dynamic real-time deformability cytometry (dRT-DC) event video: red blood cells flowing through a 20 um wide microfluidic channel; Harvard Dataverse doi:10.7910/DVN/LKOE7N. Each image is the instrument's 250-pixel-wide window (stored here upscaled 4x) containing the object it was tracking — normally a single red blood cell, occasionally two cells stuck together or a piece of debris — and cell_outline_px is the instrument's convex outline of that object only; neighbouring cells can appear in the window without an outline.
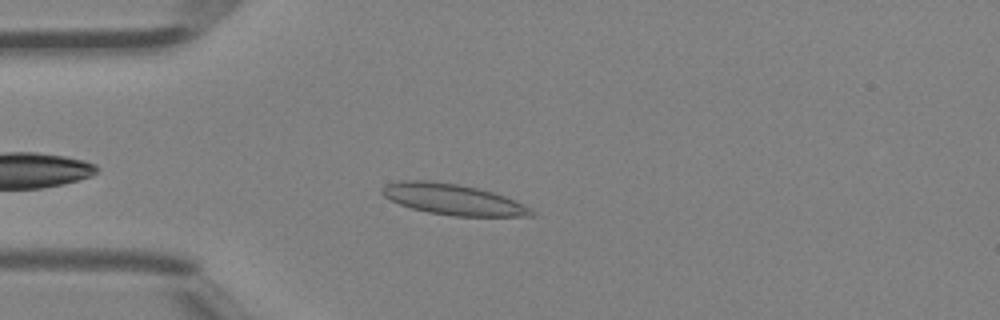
{"species": "Egyptian fruit bat (a non-hibernating species)", "species_latin": "Rousettus aegyptiacus", "temperature_condition": "room temperature", "stored_images_in_passage": 38, "camera_frame_rate_fps": 3000, "um_per_image_px": 0.085, "animal": {"sex": "female"}, "frame": {"image": 1, "passage_image": 4, "time_ms": 1.0, "image_size_px": [1000, 320], "cell_outline_px": [[536, 216], [452, 216], [428, 212], [412, 208], [400, 204], [384, 196], [380, 192], [380, 188], [388, 184], [400, 180], [428, 180], [456, 184], [476, 188], [492, 192], [504, 196], [524, 204], [532, 208], [536, 212]], "centroid_in_image_um": [38.52, 16.95], "position_along_channel_um": 46.5, "area_um2": 26.76}}
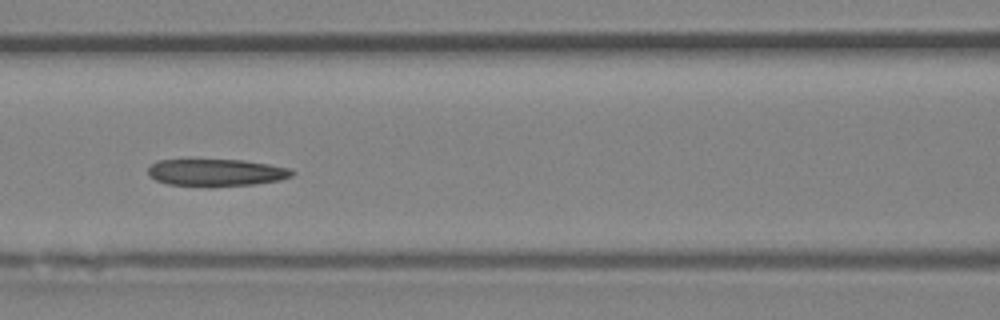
{"frame": {"image": 2, "passage_image": 12, "time_ms": 3.667, "image_size_px": [1000, 320], "cell_outline_px": [[296, 172], [292, 176], [280, 180], [252, 184], [212, 188], [168, 184], [156, 180], [148, 176], [148, 168], [156, 160], [244, 160], [268, 164], [288, 168]], "centroid_in_image_um": [18.36, 14.69], "position_along_channel_um": 148.2, "area_um2": 23.12}}
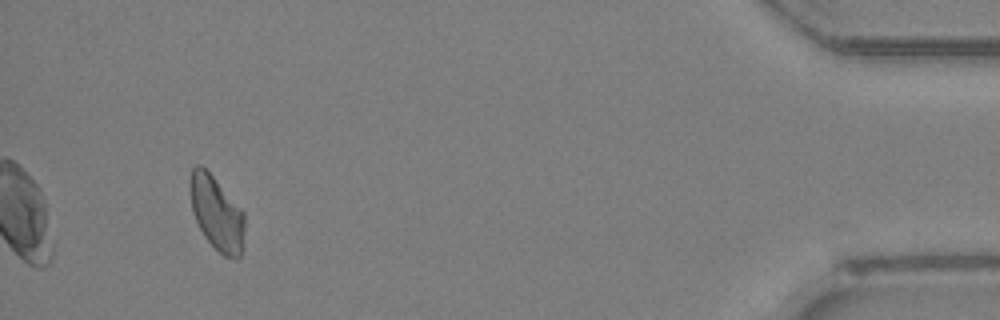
{"frame": {"image": 3, "passage_image": 35, "time_ms": 11.333, "image_size_px": [1000, 320], "cell_outline_px": [[244, 228], [240, 256], [236, 260], [224, 256], [204, 236], [192, 212], [188, 188], [188, 184], [192, 168], [196, 164], [200, 164], [212, 176], [244, 212]], "centroid_in_image_um": [18.38, 18.11], "position_along_channel_um": 416.8, "area_um2": 23.35}}